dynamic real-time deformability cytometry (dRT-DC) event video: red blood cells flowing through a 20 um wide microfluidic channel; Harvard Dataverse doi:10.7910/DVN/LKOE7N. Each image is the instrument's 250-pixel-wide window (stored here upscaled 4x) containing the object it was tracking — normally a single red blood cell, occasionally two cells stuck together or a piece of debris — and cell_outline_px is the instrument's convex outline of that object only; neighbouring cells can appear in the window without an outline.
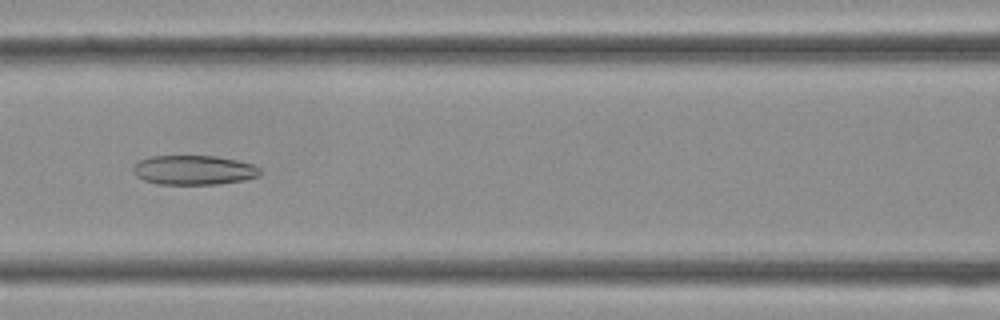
{"species": "Egyptian fruit bat (a non-hibernating species)", "species_latin": "Rousettus aegyptiacus", "temperature_condition": "cold", "stored_images_in_passage": 35, "camera_frame_rate_fps": 3000, "um_per_image_px": 0.085, "frame": {"image": 1, "passage_image": 14, "time_ms": 4.333, "image_size_px": [1000, 320], "cell_outline_px": [[260, 172], [256, 176], [244, 180], [216, 184], [156, 184], [144, 180], [136, 176], [132, 172], [132, 168], [140, 160], [148, 156], [216, 156], [240, 160], [252, 164], [260, 168]], "centroid_in_image_um": [16.44, 14.45], "position_along_channel_um": 150.2, "area_um2": 21.85}}
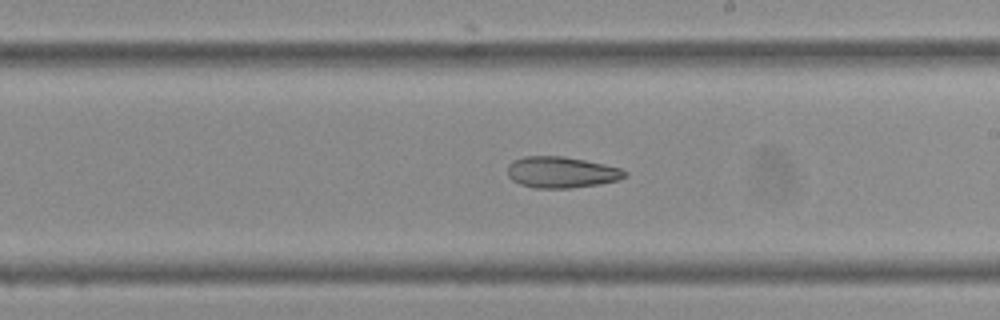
{"frame": {"image": 2, "passage_image": 19, "time_ms": 6.0, "image_size_px": [1000, 320], "cell_outline_px": [[628, 172], [620, 180], [600, 184], [572, 188], [532, 188], [520, 184], [512, 180], [508, 176], [508, 164], [512, 160], [524, 156], [564, 156], [604, 164], [620, 168]], "centroid_in_image_um": [47.7, 14.64], "position_along_channel_um": 241.3, "area_um2": 21.5}}
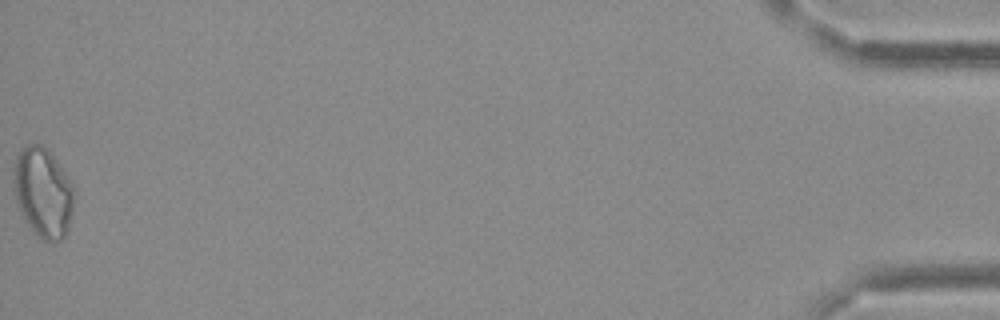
{"frame": {"image": 3, "passage_image": 35, "time_ms": 11.333, "image_size_px": [1000, 320], "cell_outline_px": [[76, 192], [68, 228], [64, 236], [60, 240], [44, 240], [24, 220], [16, 200], [16, 156], [28, 144], [44, 144], [48, 148], [72, 184]], "centroid_in_image_um": [3.71, 16.34], "position_along_channel_um": 431.5, "area_um2": 30.75}}